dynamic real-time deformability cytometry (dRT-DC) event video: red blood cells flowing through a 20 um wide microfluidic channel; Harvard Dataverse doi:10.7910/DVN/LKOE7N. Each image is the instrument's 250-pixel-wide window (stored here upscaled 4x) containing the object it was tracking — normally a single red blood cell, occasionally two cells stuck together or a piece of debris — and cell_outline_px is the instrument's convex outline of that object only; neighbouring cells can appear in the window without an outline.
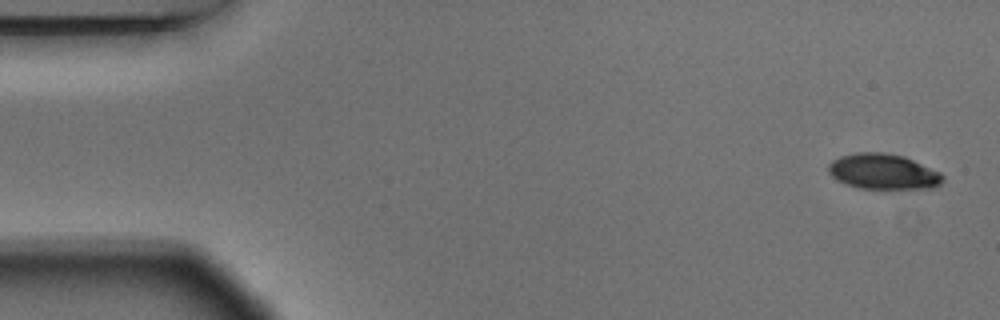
{"species": "Egyptian fruit bat (a non-hibernating species)", "species_latin": "Rousettus aegyptiacus", "temperature_condition": "warm", "stored_images_in_passage": 6, "segment_of_instrument_passage": [1, 2], "camera_frame_rate_fps": 3000, "um_per_image_px": 0.085, "animal": {"sex": "male"}, "frame": {"image": 1, "passage_image": 1, "time_ms": 0.0, "image_size_px": [1000, 320], "cell_outline_px": [[944, 180], [940, 184], [932, 188], [860, 188], [844, 184], [836, 180], [828, 172], [828, 164], [832, 160], [840, 156], [856, 152], [884, 152], [904, 156], [940, 172], [944, 176]], "centroid_in_image_um": [75.04, 14.58], "position_along_channel_um": 10.0, "area_um2": 23.7}}
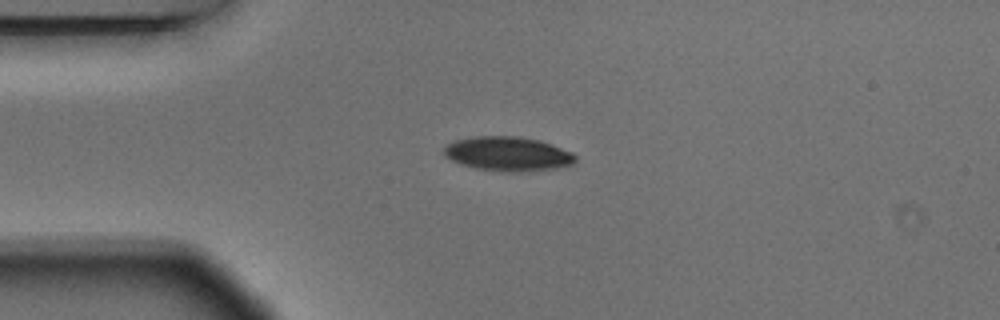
{"frame": {"image": 2, "passage_image": 4, "time_ms": 1.0, "image_size_px": [1000, 320], "cell_outline_px": [[576, 160], [572, 164], [552, 168], [512, 172], [508, 172], [476, 168], [460, 164], [444, 156], [444, 148], [448, 144], [456, 140], [476, 136], [520, 136], [540, 140], [552, 144], [572, 152], [576, 156]], "centroid_in_image_um": [43.16, 13.06], "position_along_channel_um": 41.8, "area_um2": 26.07}}